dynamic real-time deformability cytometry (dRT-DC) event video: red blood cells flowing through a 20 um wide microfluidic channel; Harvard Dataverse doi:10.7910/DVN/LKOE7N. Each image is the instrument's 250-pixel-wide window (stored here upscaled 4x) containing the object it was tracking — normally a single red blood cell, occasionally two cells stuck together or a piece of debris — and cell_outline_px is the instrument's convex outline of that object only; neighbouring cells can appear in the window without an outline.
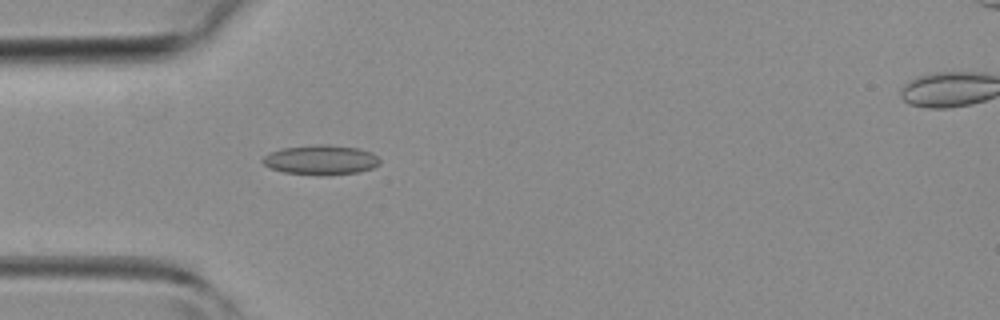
{"species": "common noctule bat (a hibernating species)", "species_latin": "Nyctalus noctula", "temperature_condition": "room temperature", "stored_images_in_passage": 16, "camera_frame_rate_fps": 3000, "um_per_image_px": 0.085, "animal": {"sex": "female", "body_mass_g": 19.3, "forearm_length_mm": 54.1}, "frame": {"image": 1, "passage_image": 3, "time_ms": 0.667, "image_size_px": [1000, 320], "cell_outline_px": [[380, 164], [372, 168], [356, 172], [320, 176], [284, 172], [272, 168], [264, 164], [260, 160], [268, 152], [280, 148], [320, 144], [328, 144], [360, 148], [372, 152], [380, 160]], "centroid_in_image_um": [27.26, 13.58], "position_along_channel_um": 57.7, "area_um2": 20.46}}
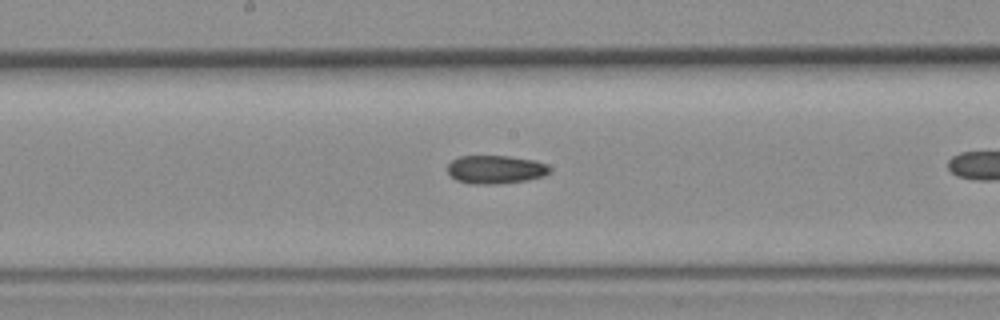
{"frame": {"image": 2, "passage_image": 10, "time_ms": 3.0, "image_size_px": [1000, 320], "cell_outline_px": [[552, 168], [544, 176], [528, 180], [496, 184], [472, 184], [456, 180], [448, 172], [448, 164], [452, 160], [460, 156], [508, 156], [532, 160], [548, 164]], "centroid_in_image_um": [42.13, 14.41], "position_along_channel_um": 206.1, "area_um2": 16.88}}